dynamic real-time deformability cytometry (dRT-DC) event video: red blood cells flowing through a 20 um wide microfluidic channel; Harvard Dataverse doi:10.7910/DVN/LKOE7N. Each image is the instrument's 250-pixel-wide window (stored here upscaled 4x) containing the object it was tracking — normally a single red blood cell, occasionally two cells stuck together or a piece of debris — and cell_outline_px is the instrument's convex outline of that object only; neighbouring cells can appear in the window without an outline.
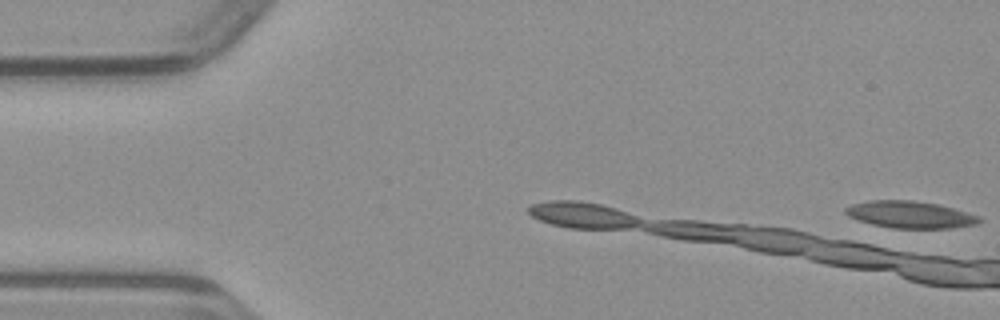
{"species": "common noctule bat (a hibernating species)", "species_latin": "Nyctalus noctula", "temperature_condition": "warm", "stored_images_in_passage": 5, "camera_frame_rate_fps": 3000, "um_per_image_px": 0.085, "animal": {"sex": "male", "body_mass_g": 23.1, "forearm_length_mm": 52.7}, "frame": {"image": 1, "passage_image": 1, "time_ms": 0.0, "image_size_px": [1000, 320], "cell_outline_px": [[984, 220], [976, 224], [952, 228], [892, 228], [872, 224], [848, 216], [844, 212], [844, 208], [852, 204], [868, 200], [912, 200], [940, 204], [980, 216]], "centroid_in_image_um": [77.38, 18.23], "position_along_channel_um": 7.6, "area_um2": 21.15}}